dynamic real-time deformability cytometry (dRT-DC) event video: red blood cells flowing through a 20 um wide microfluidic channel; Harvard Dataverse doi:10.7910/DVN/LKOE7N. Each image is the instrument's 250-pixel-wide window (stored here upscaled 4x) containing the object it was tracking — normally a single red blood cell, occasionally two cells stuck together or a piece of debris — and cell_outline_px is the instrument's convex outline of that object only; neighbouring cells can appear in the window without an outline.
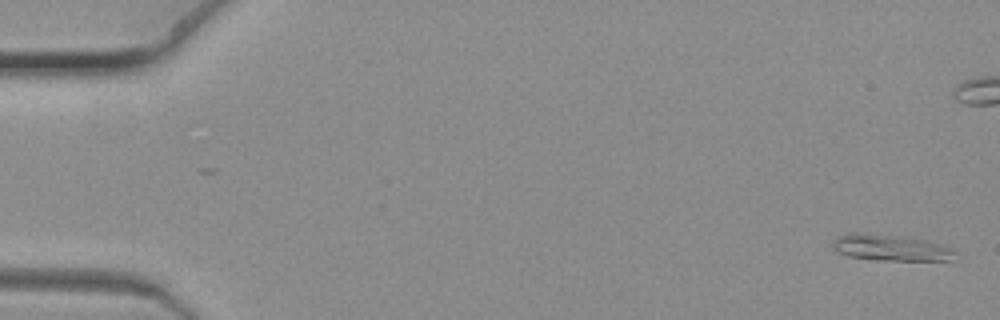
{"species": "common noctule bat (a hibernating species)", "species_latin": "Nyctalus noctula", "temperature_condition": "warm", "stored_images_in_passage": 10, "segment_of_instrument_passage": [1, 2], "camera_frame_rate_fps": 3000, "um_per_image_px": 0.085, "animal": {"sex": "female", "body_mass_g": 19.3, "forearm_length_mm": 54.1}, "frame": {"image": 1, "passage_image": 1, "time_ms": 0.0, "image_size_px": [1000, 320], "cell_outline_px": [[956, 252], [948, 260], [880, 260], [848, 256], [836, 252], [832, 244], [832, 240], [836, 236], [848, 232], [860, 232], [904, 236], [928, 240], [944, 244], [952, 248]], "centroid_in_image_um": [75.66, 21.02], "position_along_channel_um": 9.3, "area_um2": 19.02}}
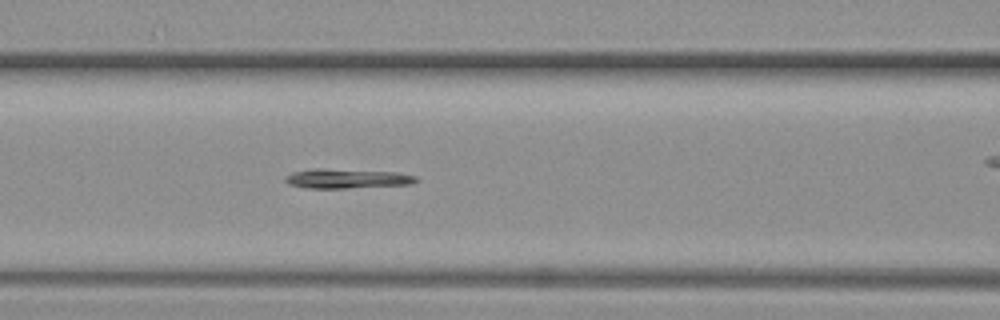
{"frame": {"image": 2, "passage_image": 9, "time_ms": 2.667, "image_size_px": [1000, 320], "cell_outline_px": [[420, 180], [412, 184], [348, 188], [304, 188], [288, 184], [284, 180], [284, 176], [292, 172], [312, 168], [324, 168], [396, 172], [416, 176]], "centroid_in_image_um": [29.45, 15.17], "position_along_channel_um": 137.1, "area_um2": 15.14}}